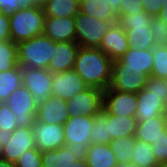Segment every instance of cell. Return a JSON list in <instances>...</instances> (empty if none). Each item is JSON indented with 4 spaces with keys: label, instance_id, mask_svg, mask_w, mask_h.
I'll list each match as a JSON object with an SVG mask.
<instances>
[{
    "label": "cell",
    "instance_id": "9",
    "mask_svg": "<svg viewBox=\"0 0 167 167\" xmlns=\"http://www.w3.org/2000/svg\"><path fill=\"white\" fill-rule=\"evenodd\" d=\"M35 148L41 153L56 150L65 146L64 127L62 124H48L39 122L33 124Z\"/></svg>",
    "mask_w": 167,
    "mask_h": 167
},
{
    "label": "cell",
    "instance_id": "3",
    "mask_svg": "<svg viewBox=\"0 0 167 167\" xmlns=\"http://www.w3.org/2000/svg\"><path fill=\"white\" fill-rule=\"evenodd\" d=\"M45 13L43 9H20L9 17L11 40L18 44L43 34Z\"/></svg>",
    "mask_w": 167,
    "mask_h": 167
},
{
    "label": "cell",
    "instance_id": "20",
    "mask_svg": "<svg viewBox=\"0 0 167 167\" xmlns=\"http://www.w3.org/2000/svg\"><path fill=\"white\" fill-rule=\"evenodd\" d=\"M79 47L76 42H56L55 61L47 69L53 74L73 70Z\"/></svg>",
    "mask_w": 167,
    "mask_h": 167
},
{
    "label": "cell",
    "instance_id": "12",
    "mask_svg": "<svg viewBox=\"0 0 167 167\" xmlns=\"http://www.w3.org/2000/svg\"><path fill=\"white\" fill-rule=\"evenodd\" d=\"M87 87L83 79L74 70L53 74L52 96L60 100L72 99Z\"/></svg>",
    "mask_w": 167,
    "mask_h": 167
},
{
    "label": "cell",
    "instance_id": "37",
    "mask_svg": "<svg viewBox=\"0 0 167 167\" xmlns=\"http://www.w3.org/2000/svg\"><path fill=\"white\" fill-rule=\"evenodd\" d=\"M151 147L159 165H167V129L165 135L152 142Z\"/></svg>",
    "mask_w": 167,
    "mask_h": 167
},
{
    "label": "cell",
    "instance_id": "35",
    "mask_svg": "<svg viewBox=\"0 0 167 167\" xmlns=\"http://www.w3.org/2000/svg\"><path fill=\"white\" fill-rule=\"evenodd\" d=\"M16 128L15 115L5 102L0 103V129L12 132Z\"/></svg>",
    "mask_w": 167,
    "mask_h": 167
},
{
    "label": "cell",
    "instance_id": "19",
    "mask_svg": "<svg viewBox=\"0 0 167 167\" xmlns=\"http://www.w3.org/2000/svg\"><path fill=\"white\" fill-rule=\"evenodd\" d=\"M65 145L73 143H86L91 144V130L93 127V117L89 116H70L69 119L63 124Z\"/></svg>",
    "mask_w": 167,
    "mask_h": 167
},
{
    "label": "cell",
    "instance_id": "26",
    "mask_svg": "<svg viewBox=\"0 0 167 167\" xmlns=\"http://www.w3.org/2000/svg\"><path fill=\"white\" fill-rule=\"evenodd\" d=\"M79 0H49L43 7L46 17H75L79 12Z\"/></svg>",
    "mask_w": 167,
    "mask_h": 167
},
{
    "label": "cell",
    "instance_id": "31",
    "mask_svg": "<svg viewBox=\"0 0 167 167\" xmlns=\"http://www.w3.org/2000/svg\"><path fill=\"white\" fill-rule=\"evenodd\" d=\"M18 65L17 44L12 40L0 42V72L13 69Z\"/></svg>",
    "mask_w": 167,
    "mask_h": 167
},
{
    "label": "cell",
    "instance_id": "38",
    "mask_svg": "<svg viewBox=\"0 0 167 167\" xmlns=\"http://www.w3.org/2000/svg\"><path fill=\"white\" fill-rule=\"evenodd\" d=\"M145 88L151 93L165 94V104L167 105V80L149 76Z\"/></svg>",
    "mask_w": 167,
    "mask_h": 167
},
{
    "label": "cell",
    "instance_id": "34",
    "mask_svg": "<svg viewBox=\"0 0 167 167\" xmlns=\"http://www.w3.org/2000/svg\"><path fill=\"white\" fill-rule=\"evenodd\" d=\"M151 30L155 45L167 44V23H164L162 19L154 16L151 23Z\"/></svg>",
    "mask_w": 167,
    "mask_h": 167
},
{
    "label": "cell",
    "instance_id": "25",
    "mask_svg": "<svg viewBox=\"0 0 167 167\" xmlns=\"http://www.w3.org/2000/svg\"><path fill=\"white\" fill-rule=\"evenodd\" d=\"M108 130L112 139L135 135L137 119L135 117L112 116L108 114Z\"/></svg>",
    "mask_w": 167,
    "mask_h": 167
},
{
    "label": "cell",
    "instance_id": "18",
    "mask_svg": "<svg viewBox=\"0 0 167 167\" xmlns=\"http://www.w3.org/2000/svg\"><path fill=\"white\" fill-rule=\"evenodd\" d=\"M70 116L66 100L50 96L38 103L36 119L39 122L63 125Z\"/></svg>",
    "mask_w": 167,
    "mask_h": 167
},
{
    "label": "cell",
    "instance_id": "44",
    "mask_svg": "<svg viewBox=\"0 0 167 167\" xmlns=\"http://www.w3.org/2000/svg\"><path fill=\"white\" fill-rule=\"evenodd\" d=\"M109 7L113 9V11L118 14L121 9V0H105Z\"/></svg>",
    "mask_w": 167,
    "mask_h": 167
},
{
    "label": "cell",
    "instance_id": "39",
    "mask_svg": "<svg viewBox=\"0 0 167 167\" xmlns=\"http://www.w3.org/2000/svg\"><path fill=\"white\" fill-rule=\"evenodd\" d=\"M144 11L142 0H121V9L117 14L118 18L122 15H132Z\"/></svg>",
    "mask_w": 167,
    "mask_h": 167
},
{
    "label": "cell",
    "instance_id": "16",
    "mask_svg": "<svg viewBox=\"0 0 167 167\" xmlns=\"http://www.w3.org/2000/svg\"><path fill=\"white\" fill-rule=\"evenodd\" d=\"M115 62L125 71L137 72L138 75L151 76L154 63L153 49L139 50L129 48Z\"/></svg>",
    "mask_w": 167,
    "mask_h": 167
},
{
    "label": "cell",
    "instance_id": "1",
    "mask_svg": "<svg viewBox=\"0 0 167 167\" xmlns=\"http://www.w3.org/2000/svg\"><path fill=\"white\" fill-rule=\"evenodd\" d=\"M113 61L99 48L79 47L74 71L88 87L107 90L112 79Z\"/></svg>",
    "mask_w": 167,
    "mask_h": 167
},
{
    "label": "cell",
    "instance_id": "49",
    "mask_svg": "<svg viewBox=\"0 0 167 167\" xmlns=\"http://www.w3.org/2000/svg\"><path fill=\"white\" fill-rule=\"evenodd\" d=\"M116 167H139V166L131 162H126V163H119L116 165Z\"/></svg>",
    "mask_w": 167,
    "mask_h": 167
},
{
    "label": "cell",
    "instance_id": "41",
    "mask_svg": "<svg viewBox=\"0 0 167 167\" xmlns=\"http://www.w3.org/2000/svg\"><path fill=\"white\" fill-rule=\"evenodd\" d=\"M144 11L152 16H157L163 9L167 0H142Z\"/></svg>",
    "mask_w": 167,
    "mask_h": 167
},
{
    "label": "cell",
    "instance_id": "36",
    "mask_svg": "<svg viewBox=\"0 0 167 167\" xmlns=\"http://www.w3.org/2000/svg\"><path fill=\"white\" fill-rule=\"evenodd\" d=\"M30 7V0H0V12L9 17L20 9Z\"/></svg>",
    "mask_w": 167,
    "mask_h": 167
},
{
    "label": "cell",
    "instance_id": "13",
    "mask_svg": "<svg viewBox=\"0 0 167 167\" xmlns=\"http://www.w3.org/2000/svg\"><path fill=\"white\" fill-rule=\"evenodd\" d=\"M138 108L135 114L137 121H147L151 118L167 115L165 94L149 92L145 87L136 94Z\"/></svg>",
    "mask_w": 167,
    "mask_h": 167
},
{
    "label": "cell",
    "instance_id": "45",
    "mask_svg": "<svg viewBox=\"0 0 167 167\" xmlns=\"http://www.w3.org/2000/svg\"><path fill=\"white\" fill-rule=\"evenodd\" d=\"M31 7L43 9V7L49 2V0H30Z\"/></svg>",
    "mask_w": 167,
    "mask_h": 167
},
{
    "label": "cell",
    "instance_id": "11",
    "mask_svg": "<svg viewBox=\"0 0 167 167\" xmlns=\"http://www.w3.org/2000/svg\"><path fill=\"white\" fill-rule=\"evenodd\" d=\"M33 148H35L33 127H17L12 131L8 143L1 149L2 159L15 163L24 151Z\"/></svg>",
    "mask_w": 167,
    "mask_h": 167
},
{
    "label": "cell",
    "instance_id": "48",
    "mask_svg": "<svg viewBox=\"0 0 167 167\" xmlns=\"http://www.w3.org/2000/svg\"><path fill=\"white\" fill-rule=\"evenodd\" d=\"M0 167H17L15 163H10L6 160H0Z\"/></svg>",
    "mask_w": 167,
    "mask_h": 167
},
{
    "label": "cell",
    "instance_id": "22",
    "mask_svg": "<svg viewBox=\"0 0 167 167\" xmlns=\"http://www.w3.org/2000/svg\"><path fill=\"white\" fill-rule=\"evenodd\" d=\"M79 12L99 20L117 23L118 16L105 0H79Z\"/></svg>",
    "mask_w": 167,
    "mask_h": 167
},
{
    "label": "cell",
    "instance_id": "24",
    "mask_svg": "<svg viewBox=\"0 0 167 167\" xmlns=\"http://www.w3.org/2000/svg\"><path fill=\"white\" fill-rule=\"evenodd\" d=\"M21 85H23L22 68L19 65L13 69L0 72V103L6 102Z\"/></svg>",
    "mask_w": 167,
    "mask_h": 167
},
{
    "label": "cell",
    "instance_id": "23",
    "mask_svg": "<svg viewBox=\"0 0 167 167\" xmlns=\"http://www.w3.org/2000/svg\"><path fill=\"white\" fill-rule=\"evenodd\" d=\"M86 162L89 167H116L118 164L110 144H90Z\"/></svg>",
    "mask_w": 167,
    "mask_h": 167
},
{
    "label": "cell",
    "instance_id": "2",
    "mask_svg": "<svg viewBox=\"0 0 167 167\" xmlns=\"http://www.w3.org/2000/svg\"><path fill=\"white\" fill-rule=\"evenodd\" d=\"M56 42L39 35L17 44L18 65L21 68L47 69L49 62L55 61Z\"/></svg>",
    "mask_w": 167,
    "mask_h": 167
},
{
    "label": "cell",
    "instance_id": "21",
    "mask_svg": "<svg viewBox=\"0 0 167 167\" xmlns=\"http://www.w3.org/2000/svg\"><path fill=\"white\" fill-rule=\"evenodd\" d=\"M165 129H167V115H160L147 121H137L135 138L151 145L165 135Z\"/></svg>",
    "mask_w": 167,
    "mask_h": 167
},
{
    "label": "cell",
    "instance_id": "28",
    "mask_svg": "<svg viewBox=\"0 0 167 167\" xmlns=\"http://www.w3.org/2000/svg\"><path fill=\"white\" fill-rule=\"evenodd\" d=\"M130 162L136 164L139 167L160 166L156 160L151 145L145 141H139L137 139Z\"/></svg>",
    "mask_w": 167,
    "mask_h": 167
},
{
    "label": "cell",
    "instance_id": "27",
    "mask_svg": "<svg viewBox=\"0 0 167 167\" xmlns=\"http://www.w3.org/2000/svg\"><path fill=\"white\" fill-rule=\"evenodd\" d=\"M108 113L103 109L98 115L93 117V127L91 130V144L106 145L112 142V137L108 130Z\"/></svg>",
    "mask_w": 167,
    "mask_h": 167
},
{
    "label": "cell",
    "instance_id": "17",
    "mask_svg": "<svg viewBox=\"0 0 167 167\" xmlns=\"http://www.w3.org/2000/svg\"><path fill=\"white\" fill-rule=\"evenodd\" d=\"M43 35L54 42H76L75 18L45 16Z\"/></svg>",
    "mask_w": 167,
    "mask_h": 167
},
{
    "label": "cell",
    "instance_id": "8",
    "mask_svg": "<svg viewBox=\"0 0 167 167\" xmlns=\"http://www.w3.org/2000/svg\"><path fill=\"white\" fill-rule=\"evenodd\" d=\"M23 85L34 96L37 103L52 96L53 73L42 68H22Z\"/></svg>",
    "mask_w": 167,
    "mask_h": 167
},
{
    "label": "cell",
    "instance_id": "46",
    "mask_svg": "<svg viewBox=\"0 0 167 167\" xmlns=\"http://www.w3.org/2000/svg\"><path fill=\"white\" fill-rule=\"evenodd\" d=\"M157 17L162 19L164 23H167V3H165L163 9L160 11Z\"/></svg>",
    "mask_w": 167,
    "mask_h": 167
},
{
    "label": "cell",
    "instance_id": "6",
    "mask_svg": "<svg viewBox=\"0 0 167 167\" xmlns=\"http://www.w3.org/2000/svg\"><path fill=\"white\" fill-rule=\"evenodd\" d=\"M5 103L15 115L17 127H33L38 103L24 85L17 88Z\"/></svg>",
    "mask_w": 167,
    "mask_h": 167
},
{
    "label": "cell",
    "instance_id": "4",
    "mask_svg": "<svg viewBox=\"0 0 167 167\" xmlns=\"http://www.w3.org/2000/svg\"><path fill=\"white\" fill-rule=\"evenodd\" d=\"M154 16L141 11L137 14L122 15L118 23L123 27L129 41V48L147 50L155 46L151 23Z\"/></svg>",
    "mask_w": 167,
    "mask_h": 167
},
{
    "label": "cell",
    "instance_id": "15",
    "mask_svg": "<svg viewBox=\"0 0 167 167\" xmlns=\"http://www.w3.org/2000/svg\"><path fill=\"white\" fill-rule=\"evenodd\" d=\"M148 77L147 75H138L137 72L125 71L113 61L109 87L113 90L137 94L146 86Z\"/></svg>",
    "mask_w": 167,
    "mask_h": 167
},
{
    "label": "cell",
    "instance_id": "32",
    "mask_svg": "<svg viewBox=\"0 0 167 167\" xmlns=\"http://www.w3.org/2000/svg\"><path fill=\"white\" fill-rule=\"evenodd\" d=\"M154 63L151 76L167 80V48L155 45L153 48Z\"/></svg>",
    "mask_w": 167,
    "mask_h": 167
},
{
    "label": "cell",
    "instance_id": "29",
    "mask_svg": "<svg viewBox=\"0 0 167 167\" xmlns=\"http://www.w3.org/2000/svg\"><path fill=\"white\" fill-rule=\"evenodd\" d=\"M74 161L76 159L65 147L42 152V167H68Z\"/></svg>",
    "mask_w": 167,
    "mask_h": 167
},
{
    "label": "cell",
    "instance_id": "33",
    "mask_svg": "<svg viewBox=\"0 0 167 167\" xmlns=\"http://www.w3.org/2000/svg\"><path fill=\"white\" fill-rule=\"evenodd\" d=\"M17 167H42V153L33 148L24 151L15 162Z\"/></svg>",
    "mask_w": 167,
    "mask_h": 167
},
{
    "label": "cell",
    "instance_id": "30",
    "mask_svg": "<svg viewBox=\"0 0 167 167\" xmlns=\"http://www.w3.org/2000/svg\"><path fill=\"white\" fill-rule=\"evenodd\" d=\"M135 143V135L112 140L110 146L118 164L130 162Z\"/></svg>",
    "mask_w": 167,
    "mask_h": 167
},
{
    "label": "cell",
    "instance_id": "10",
    "mask_svg": "<svg viewBox=\"0 0 167 167\" xmlns=\"http://www.w3.org/2000/svg\"><path fill=\"white\" fill-rule=\"evenodd\" d=\"M103 109L112 116L135 117L137 97L135 93L121 92L110 87L104 90Z\"/></svg>",
    "mask_w": 167,
    "mask_h": 167
},
{
    "label": "cell",
    "instance_id": "50",
    "mask_svg": "<svg viewBox=\"0 0 167 167\" xmlns=\"http://www.w3.org/2000/svg\"><path fill=\"white\" fill-rule=\"evenodd\" d=\"M0 160H2V152H1V148H0Z\"/></svg>",
    "mask_w": 167,
    "mask_h": 167
},
{
    "label": "cell",
    "instance_id": "5",
    "mask_svg": "<svg viewBox=\"0 0 167 167\" xmlns=\"http://www.w3.org/2000/svg\"><path fill=\"white\" fill-rule=\"evenodd\" d=\"M74 18L76 43L80 47L99 48L111 23L85 15L81 12H78Z\"/></svg>",
    "mask_w": 167,
    "mask_h": 167
},
{
    "label": "cell",
    "instance_id": "43",
    "mask_svg": "<svg viewBox=\"0 0 167 167\" xmlns=\"http://www.w3.org/2000/svg\"><path fill=\"white\" fill-rule=\"evenodd\" d=\"M12 132L0 129V148L2 149L10 140Z\"/></svg>",
    "mask_w": 167,
    "mask_h": 167
},
{
    "label": "cell",
    "instance_id": "7",
    "mask_svg": "<svg viewBox=\"0 0 167 167\" xmlns=\"http://www.w3.org/2000/svg\"><path fill=\"white\" fill-rule=\"evenodd\" d=\"M104 91L95 87H87L72 99H66L71 116L94 117L103 111Z\"/></svg>",
    "mask_w": 167,
    "mask_h": 167
},
{
    "label": "cell",
    "instance_id": "40",
    "mask_svg": "<svg viewBox=\"0 0 167 167\" xmlns=\"http://www.w3.org/2000/svg\"><path fill=\"white\" fill-rule=\"evenodd\" d=\"M77 160H86L89 145L86 143H73L64 146Z\"/></svg>",
    "mask_w": 167,
    "mask_h": 167
},
{
    "label": "cell",
    "instance_id": "47",
    "mask_svg": "<svg viewBox=\"0 0 167 167\" xmlns=\"http://www.w3.org/2000/svg\"><path fill=\"white\" fill-rule=\"evenodd\" d=\"M68 167H89L86 160H77L72 162Z\"/></svg>",
    "mask_w": 167,
    "mask_h": 167
},
{
    "label": "cell",
    "instance_id": "14",
    "mask_svg": "<svg viewBox=\"0 0 167 167\" xmlns=\"http://www.w3.org/2000/svg\"><path fill=\"white\" fill-rule=\"evenodd\" d=\"M99 49L112 61L120 59L129 49V41L123 27L117 22L111 24L102 39Z\"/></svg>",
    "mask_w": 167,
    "mask_h": 167
},
{
    "label": "cell",
    "instance_id": "42",
    "mask_svg": "<svg viewBox=\"0 0 167 167\" xmlns=\"http://www.w3.org/2000/svg\"><path fill=\"white\" fill-rule=\"evenodd\" d=\"M11 40L9 16L0 12V42Z\"/></svg>",
    "mask_w": 167,
    "mask_h": 167
}]
</instances>
